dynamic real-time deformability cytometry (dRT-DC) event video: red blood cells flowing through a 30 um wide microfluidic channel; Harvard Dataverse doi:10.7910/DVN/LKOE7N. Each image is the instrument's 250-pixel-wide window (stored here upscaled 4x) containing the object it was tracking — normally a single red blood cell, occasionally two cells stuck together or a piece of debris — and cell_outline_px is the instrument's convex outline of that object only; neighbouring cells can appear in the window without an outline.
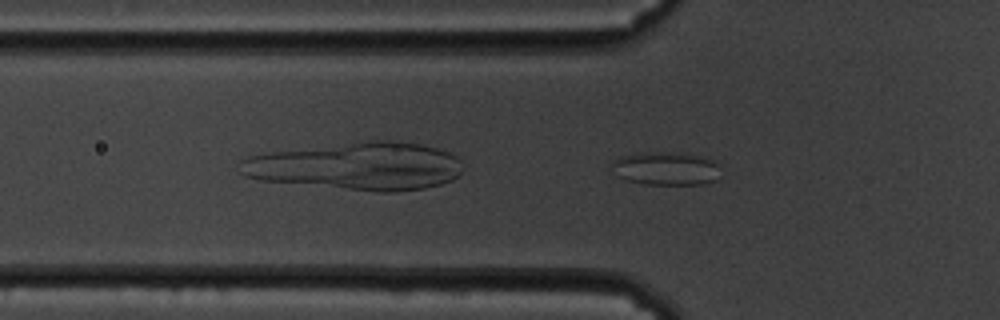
{"species": "common noctule bat (a hibernating species)", "species_latin": "Nyctalus noctula", "temperature_condition": "cold", "stored_images_in_passage": 41, "camera_frame_rate_fps": 3000, "um_per_image_px": 0.085, "animal": {"sex": "male", "body_mass_g": 19.5, "forearm_length_mm": 54.6}, "frame": {"image": 1, "passage_image": 2, "time_ms": 0.333, "image_size_px": [1000, 320], "cell_outline_px": [[720, 180], [704, 184], [644, 184], [624, 180], [620, 176], [612, 164], [620, 156], [640, 152], [664, 152], [696, 156], [712, 160], [716, 164]], "centroid_in_image_um": [56.62, 14.34], "position_along_channel_um": 69.2, "area_um2": 20.69}}
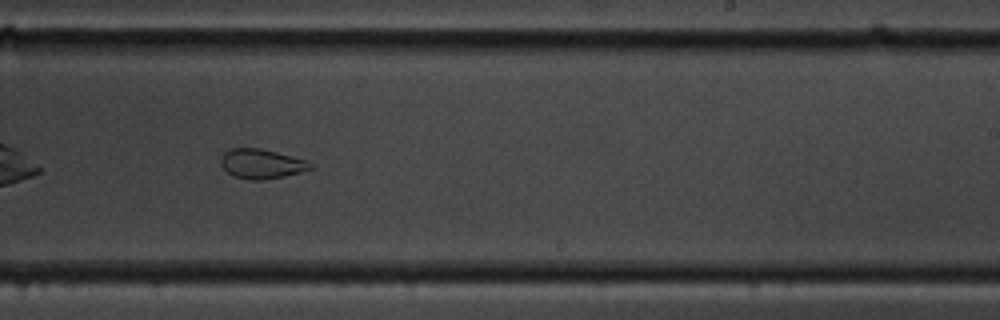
{"frame": {"image": 2, "passage_image": 19, "time_ms": 6.0, "image_size_px": [1000, 320], "cell_outline_px": [[316, 168], [284, 176], [264, 180], [248, 180], [232, 176], [220, 164], [220, 156], [224, 152], [232, 148], [260, 148], [308, 160]], "centroid_in_image_um": [22.24, 13.93], "position_along_channel_um": 266.8, "area_um2": 15.66}}
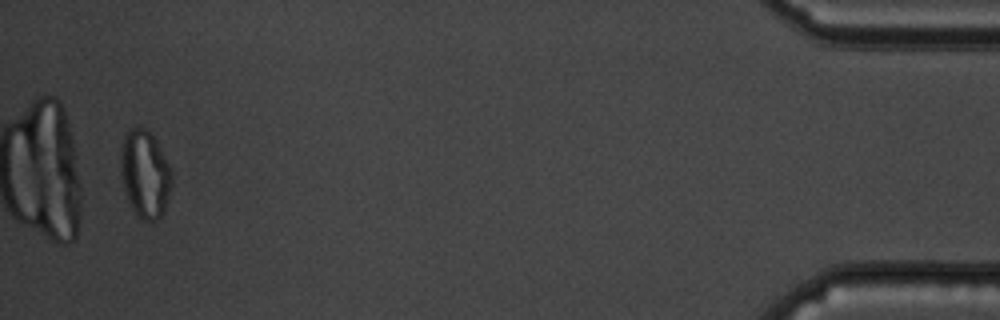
{"frame": {"image": 3, "passage_image": 39, "time_ms": 12.667, "image_size_px": [1000, 320], "cell_outline_px": [[172, 180], [168, 196], [164, 208], [160, 216], [156, 220], [144, 220], [132, 208], [128, 200], [124, 188], [120, 172], [120, 148], [124, 136], [132, 128], [140, 124], [156, 140], [172, 172]], "centroid_in_image_um": [12.29, 14.74], "position_along_channel_um": 422.9, "area_um2": 25.72}, "authors_computed_cell_mechanics": {"area_um2": 17.9758, "velocity_mm_per_s": 3.4868, "shape_relaxation_time_tau1_ms": null, "shape_relaxation_time_tau2_ms": 1.3704, "deformation_change_tau1": null, "deformation_change_tau2": 0.0693}}